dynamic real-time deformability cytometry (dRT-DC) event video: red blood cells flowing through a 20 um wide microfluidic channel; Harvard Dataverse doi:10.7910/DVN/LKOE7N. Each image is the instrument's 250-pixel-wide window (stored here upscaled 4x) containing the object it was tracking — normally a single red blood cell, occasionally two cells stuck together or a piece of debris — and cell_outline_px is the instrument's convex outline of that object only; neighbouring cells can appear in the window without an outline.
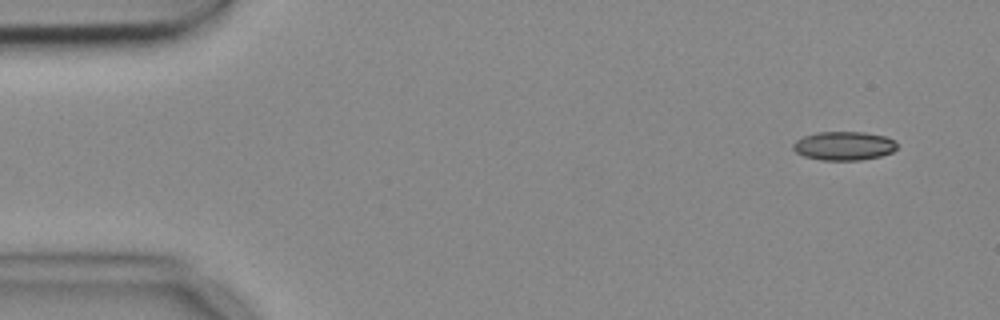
{"species": "common noctule bat (a hibernating species)", "species_latin": "Nyctalus noctula", "temperature_condition": "cold", "stored_images_in_passage": 5, "camera_frame_rate_fps": 3000, "um_per_image_px": 0.085, "animal": {"sex": "female", "body_mass_g": 18.4}, "frame": {"image": 1, "passage_image": 2, "time_ms": 0.333, "image_size_px": [1000, 320], "cell_outline_px": [[896, 148], [892, 152], [880, 156], [860, 160], [820, 160], [804, 156], [796, 152], [792, 148], [792, 144], [796, 140], [804, 136], [816, 132], [864, 132], [884, 136], [892, 140], [896, 144]], "centroid_in_image_um": [71.69, 12.4], "position_along_channel_um": 13.3, "area_um2": 17.34}}
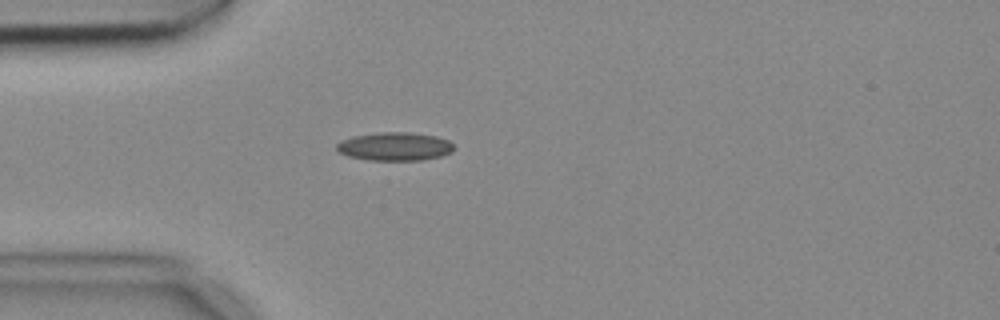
{"frame": {"image": 2, "passage_image": 5, "time_ms": 1.333, "image_size_px": [1000, 320], "cell_outline_px": [[456, 148], [452, 152], [440, 156], [424, 160], [368, 160], [348, 156], [340, 152], [336, 148], [336, 144], [340, 140], [352, 136], [380, 132], [408, 132], [436, 136], [448, 140]], "centroid_in_image_um": [33.56, 12.45], "position_along_channel_um": 51.4, "area_um2": 19.48}}